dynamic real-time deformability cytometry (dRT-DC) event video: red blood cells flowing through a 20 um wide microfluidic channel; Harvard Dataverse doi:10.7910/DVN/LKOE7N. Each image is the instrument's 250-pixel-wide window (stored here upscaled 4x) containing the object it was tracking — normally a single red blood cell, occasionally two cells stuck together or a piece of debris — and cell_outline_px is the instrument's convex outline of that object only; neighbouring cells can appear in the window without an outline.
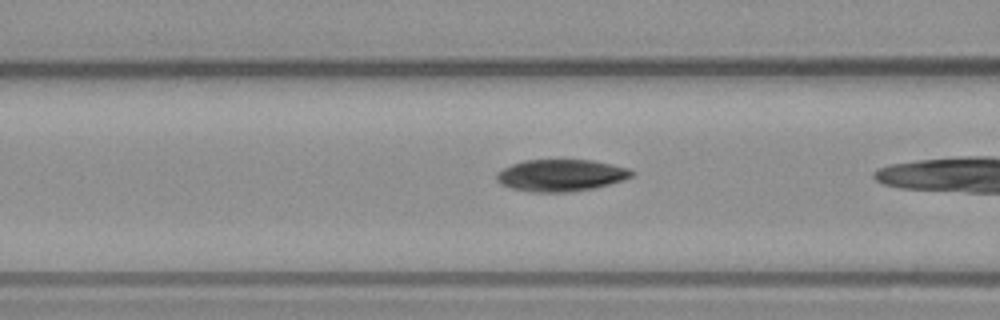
{"species": "common noctule bat (a hibernating species)", "species_latin": "Nyctalus noctula", "temperature_condition": "warm", "stored_images_in_passage": 9, "camera_frame_rate_fps": 3000, "um_per_image_px": 0.085, "animal": {"sex": "male", "body_mass_g": 23.1, "forearm_length_mm": 52.7}, "frame": {"image": 1, "passage_image": 7, "time_ms": 2.0, "image_size_px": [1000, 320], "cell_outline_px": [[636, 172], [632, 176], [624, 180], [592, 188], [572, 192], [532, 192], [512, 188], [500, 184], [496, 180], [496, 172], [512, 164], [524, 160], [592, 160], [612, 164], [628, 168]], "centroid_in_image_um": [47.67, 14.9], "position_along_channel_um": 118.9, "area_um2": 25.14}}